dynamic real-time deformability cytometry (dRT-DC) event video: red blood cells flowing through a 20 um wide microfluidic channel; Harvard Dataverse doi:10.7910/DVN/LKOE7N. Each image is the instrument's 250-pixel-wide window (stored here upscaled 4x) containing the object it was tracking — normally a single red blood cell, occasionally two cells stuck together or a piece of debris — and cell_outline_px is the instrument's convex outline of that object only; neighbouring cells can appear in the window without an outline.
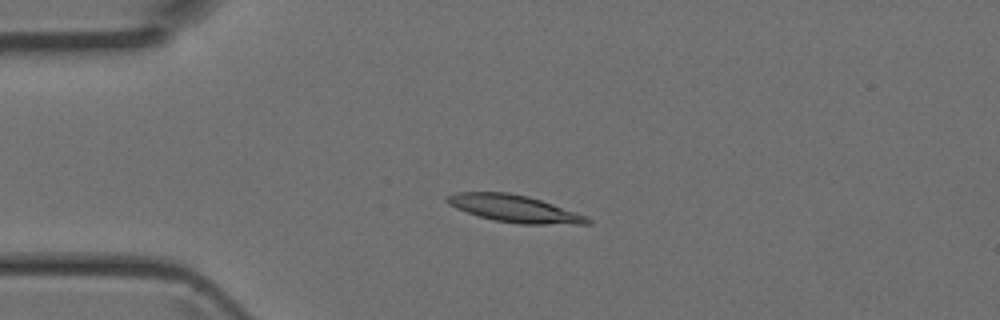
{"species": "Egyptian fruit bat (a non-hibernating species)", "species_latin": "Rousettus aegyptiacus", "temperature_condition": "room temperature", "stored_images_in_passage": 4, "camera_frame_rate_fps": 3000, "um_per_image_px": 0.085, "animal": {"sex": "female"}, "frame": {"image": 1, "passage_image": 3, "time_ms": 0.667, "image_size_px": [1000, 320], "cell_outline_px": [[592, 224], [520, 224], [496, 220], [480, 216], [456, 208], [448, 204], [444, 200], [444, 196], [456, 192], [508, 192], [528, 196], [588, 216], [592, 220]], "centroid_in_image_um": [43.72, 17.72], "position_along_channel_um": 41.3, "area_um2": 22.14}}
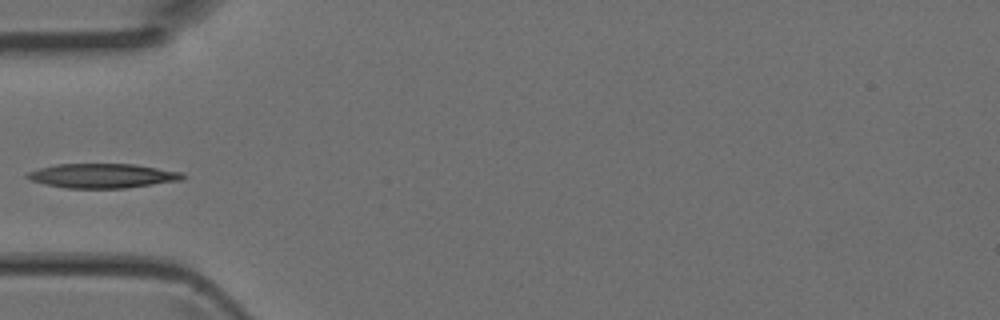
{"frame": {"image": 2, "passage_image": 4, "time_ms": 1.0, "image_size_px": [1000, 320], "cell_outline_px": [[184, 180], [124, 188], [64, 188], [44, 184], [32, 180], [24, 176], [28, 172], [40, 168], [56, 164], [132, 164], [184, 172]], "centroid_in_image_um": [8.72, 14.94], "position_along_channel_um": 76.3, "area_um2": 22.08}}